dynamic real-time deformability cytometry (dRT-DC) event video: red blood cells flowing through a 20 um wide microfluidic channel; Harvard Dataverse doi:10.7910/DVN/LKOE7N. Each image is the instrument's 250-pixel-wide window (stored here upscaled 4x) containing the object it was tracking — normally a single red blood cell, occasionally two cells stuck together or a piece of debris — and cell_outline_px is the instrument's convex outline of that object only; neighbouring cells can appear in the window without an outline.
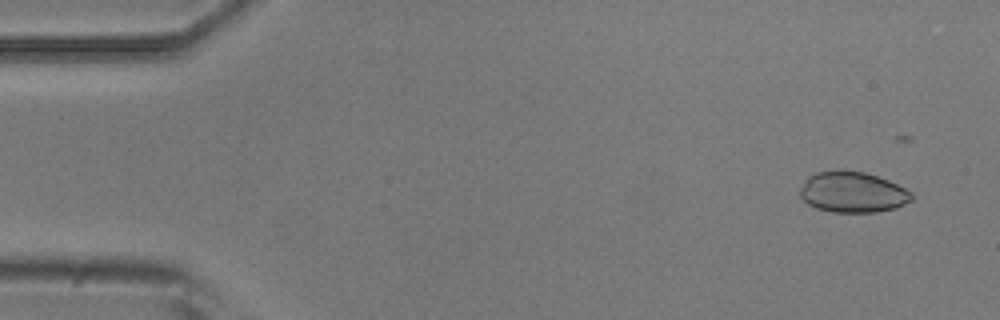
{"species": "common noctule bat (a hibernating species)", "species_latin": "Nyctalus noctula", "temperature_condition": "room temperature", "stored_images_in_passage": 14, "camera_frame_rate_fps": 3000, "um_per_image_px": 0.085, "animal": {"sex": "male", "body_mass_g": 20.5, "forearm_length_mm": 52.5}, "frame": {"image": 1, "passage_image": 2, "time_ms": 0.333, "image_size_px": [1000, 320], "cell_outline_px": [[912, 200], [896, 208], [876, 212], [832, 212], [816, 208], [808, 204], [800, 196], [800, 188], [808, 176], [816, 172], [840, 168], [864, 172], [888, 180], [912, 192]], "centroid_in_image_um": [72.45, 16.32], "position_along_channel_um": 12.6, "area_um2": 26.76}}
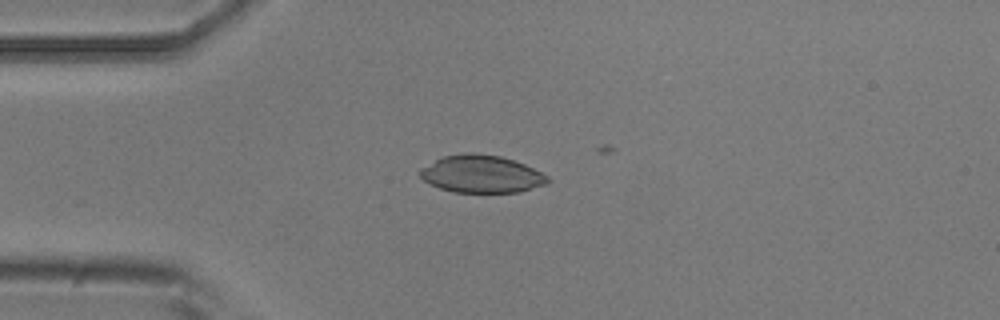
{"frame": {"image": 2, "passage_image": 12, "time_ms": 3.667, "image_size_px": [1000, 320], "cell_outline_px": [[548, 184], [520, 192], [452, 192], [440, 188], [424, 180], [420, 176], [420, 168], [444, 156], [464, 152], [476, 152], [500, 156], [524, 164], [548, 176]], "centroid_in_image_um": [40.93, 14.79], "position_along_channel_um": 44.1, "area_um2": 27.8}}